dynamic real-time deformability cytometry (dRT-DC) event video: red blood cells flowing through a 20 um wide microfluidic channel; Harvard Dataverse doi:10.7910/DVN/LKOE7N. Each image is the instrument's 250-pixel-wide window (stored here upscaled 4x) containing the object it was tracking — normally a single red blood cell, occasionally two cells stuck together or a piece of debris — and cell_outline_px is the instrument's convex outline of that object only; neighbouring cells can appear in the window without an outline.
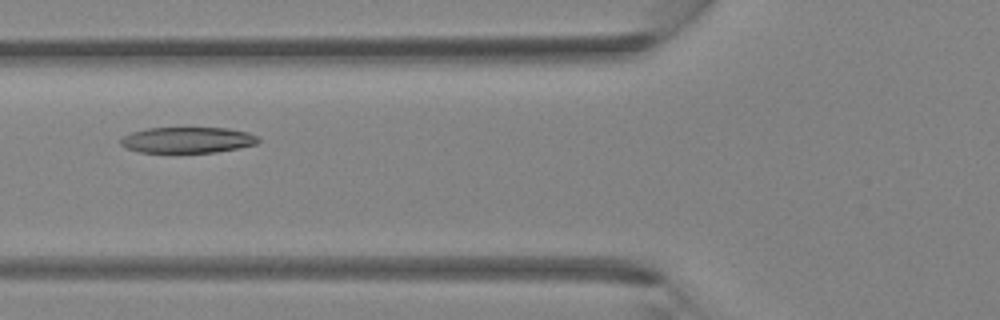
{"species": "Egyptian fruit bat (a non-hibernating species)", "species_latin": "Rousettus aegyptiacus", "temperature_condition": "room temperature", "stored_images_in_passage": 4, "camera_frame_rate_fps": 3000, "um_per_image_px": 0.085, "animal": {"sex": "female"}, "frame": {"image": 1, "passage_image": 4, "time_ms": 1.0, "image_size_px": [1000, 320], "cell_outline_px": [[260, 140], [256, 144], [216, 152], [140, 152], [128, 148], [120, 144], [120, 140], [124, 136], [132, 132], [148, 128], [228, 128], [248, 132], [256, 136]], "centroid_in_image_um": [15.94, 11.89], "position_along_channel_um": 109.9, "area_um2": 20.52}}